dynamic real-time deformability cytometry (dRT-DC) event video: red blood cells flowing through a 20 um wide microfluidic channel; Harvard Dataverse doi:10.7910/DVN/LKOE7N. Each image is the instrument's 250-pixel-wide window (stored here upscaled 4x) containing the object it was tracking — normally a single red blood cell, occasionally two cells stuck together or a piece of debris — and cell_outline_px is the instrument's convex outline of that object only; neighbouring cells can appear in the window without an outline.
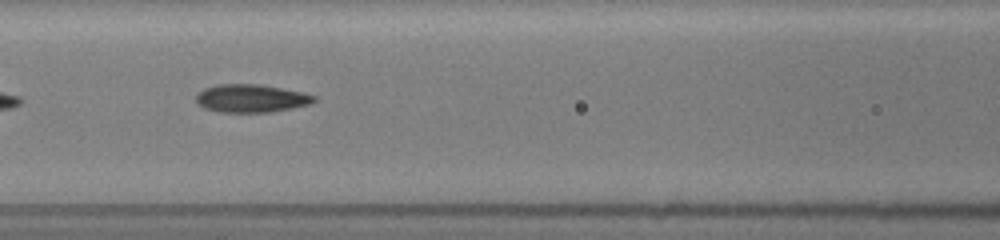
{"species": "common noctule bat (a hibernating species)", "species_latin": "Nyctalus noctula", "temperature_condition": "room temperature", "stored_images_in_passage": 17, "camera_frame_rate_fps": 3000, "um_per_image_px": 0.085, "animal": {"sex": "female", "body_mass_g": 19.5, "forearm_length_mm": 54.1}, "frame": {"image": 1, "passage_image": 8, "time_ms": 2.333, "image_size_px": [1000, 240], "cell_outline_px": [[320, 100], [312, 104], [292, 108], [268, 112], [220, 112], [204, 108], [196, 104], [196, 92], [204, 88], [216, 84], [260, 84], [304, 92], [316, 96]], "centroid_in_image_um": [21.36, 8.35], "position_along_channel_um": 145.2, "area_um2": 19.65}}